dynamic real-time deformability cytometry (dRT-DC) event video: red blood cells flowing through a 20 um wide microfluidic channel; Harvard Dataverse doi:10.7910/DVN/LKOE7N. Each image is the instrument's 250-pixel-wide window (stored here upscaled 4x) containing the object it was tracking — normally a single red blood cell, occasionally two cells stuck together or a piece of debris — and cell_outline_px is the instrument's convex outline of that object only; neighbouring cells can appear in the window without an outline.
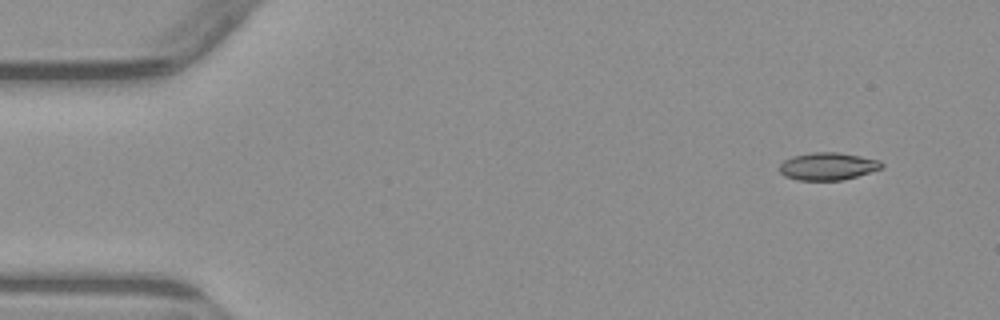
{"species": "common noctule bat (a hibernating species)", "species_latin": "Nyctalus noctula", "temperature_condition": "warm", "stored_images_in_passage": 4, "camera_frame_rate_fps": 3000, "um_per_image_px": 0.085, "animal": {"sex": "male", "body_mass_g": 23.1, "forearm_length_mm": 52.7}, "frame": {"image": 1, "passage_image": 1, "time_ms": 0.0, "image_size_px": [1000, 320], "cell_outline_px": [[884, 168], [844, 180], [796, 180], [784, 176], [780, 172], [780, 164], [784, 160], [792, 156], [812, 152], [840, 152], [880, 160], [884, 164]], "centroid_in_image_um": [70.38, 14.13], "position_along_channel_um": 14.6, "area_um2": 16.59}}
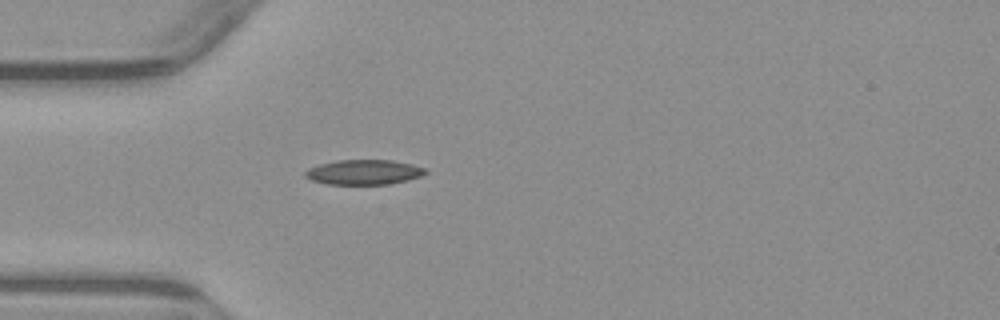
{"frame": {"image": 2, "passage_image": 4, "time_ms": 3.667, "image_size_px": [1000, 320], "cell_outline_px": [[428, 172], [420, 176], [408, 180], [388, 184], [328, 184], [312, 180], [304, 176], [304, 172], [308, 168], [320, 164], [336, 160], [392, 160], [412, 164], [424, 168]], "centroid_in_image_um": [30.92, 14.63], "position_along_channel_um": 54.1, "area_um2": 17.4}}